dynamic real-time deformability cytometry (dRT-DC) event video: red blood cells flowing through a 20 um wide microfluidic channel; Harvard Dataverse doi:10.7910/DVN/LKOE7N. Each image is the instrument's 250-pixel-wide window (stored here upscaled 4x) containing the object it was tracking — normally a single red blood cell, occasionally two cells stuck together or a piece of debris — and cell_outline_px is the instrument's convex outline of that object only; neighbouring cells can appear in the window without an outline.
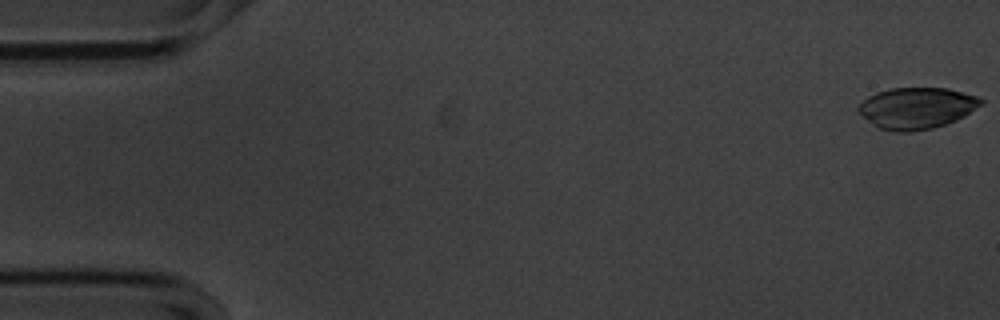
{"species": "common noctule bat (a hibernating species)", "species_latin": "Nyctalus noctula", "temperature_condition": "cold", "stored_images_in_passage": 56, "camera_frame_rate_fps": 3000, "um_per_image_px": 0.085, "animal": {"sex": "male", "body_mass_g": 20.1, "forearm_length_mm": 53.5}, "frame": {"image": 1, "passage_image": 1, "time_ms": 0.0, "image_size_px": [1000, 320], "cell_outline_px": [[984, 100], [980, 104], [964, 116], [956, 120], [932, 128], [912, 132], [892, 132], [880, 128], [864, 116], [856, 108], [868, 96], [876, 92], [892, 88], [948, 88], [980, 96]], "centroid_in_image_um": [77.94, 9.17], "position_along_channel_um": 7.1, "area_um2": 29.3}}
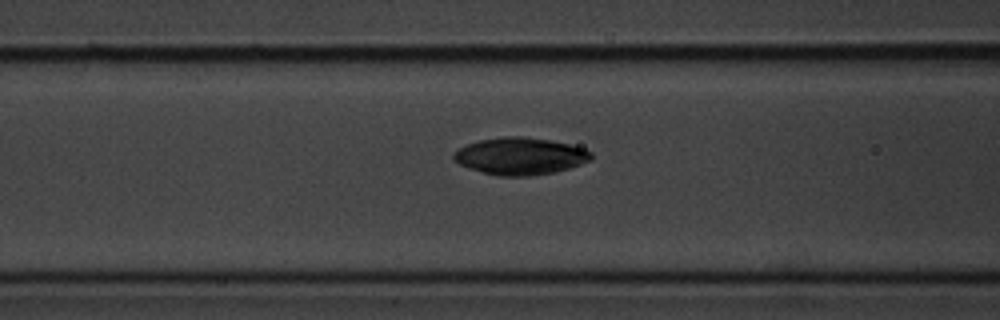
{"frame": {"image": 2, "passage_image": 22, "time_ms": 7.0, "image_size_px": [1000, 320], "cell_outline_px": [[592, 156], [588, 160], [580, 164], [568, 168], [552, 172], [528, 176], [496, 176], [460, 164], [452, 160], [452, 152], [468, 144], [480, 140], [504, 136], [524, 136], [548, 140], [568, 144], [584, 148], [592, 152]], "centroid_in_image_um": [44.18, 13.26], "position_along_channel_um": 122.4, "area_um2": 29.42}}
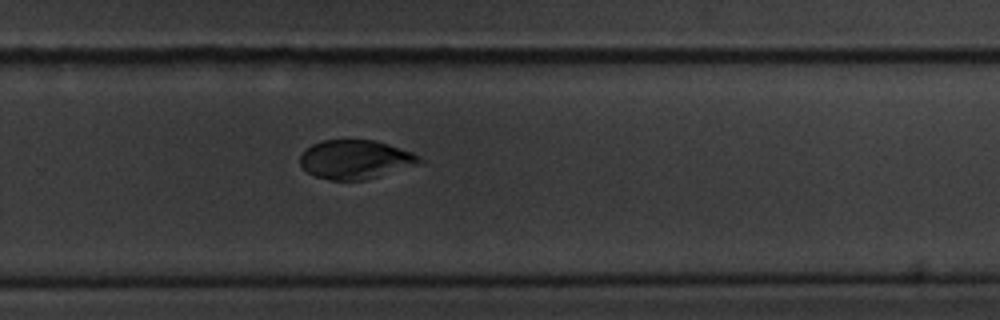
{"frame": {"image": 3, "passage_image": 37, "time_ms": 12.0, "image_size_px": [1000, 320], "cell_outline_px": [[424, 164], [380, 176], [364, 180], [328, 180], [316, 176], [308, 172], [300, 164], [300, 156], [304, 148], [312, 144], [324, 140], [376, 140], [412, 152], [420, 156], [424, 160]], "centroid_in_image_um": [30.26, 13.56], "position_along_channel_um": 299.5, "area_um2": 27.46}}